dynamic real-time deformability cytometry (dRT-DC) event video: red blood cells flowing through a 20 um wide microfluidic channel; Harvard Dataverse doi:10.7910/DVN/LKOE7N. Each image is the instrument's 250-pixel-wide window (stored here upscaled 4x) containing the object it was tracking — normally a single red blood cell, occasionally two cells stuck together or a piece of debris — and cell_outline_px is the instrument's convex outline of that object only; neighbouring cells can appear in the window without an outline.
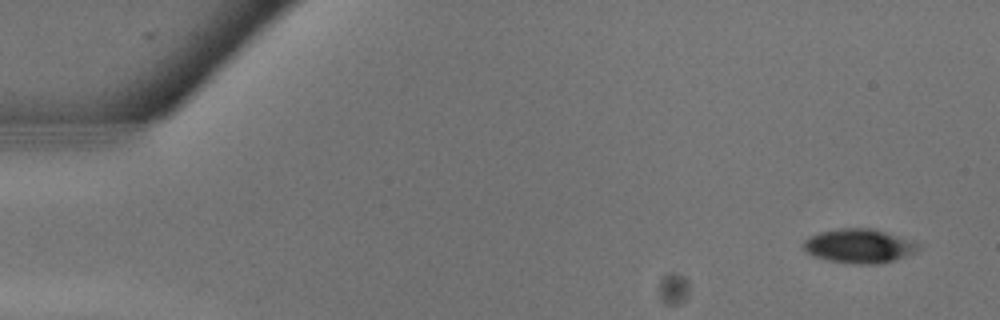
{"species": "common noctule bat (a hibernating species)", "species_latin": "Nyctalus noctula", "temperature_condition": "warm", "stored_images_in_passage": 14, "camera_frame_rate_fps": 3000, "um_per_image_px": 0.085, "animal": {"sex": "male", "body_mass_g": 13.3}, "frame": {"image": 1, "passage_image": 2, "time_ms": 0.333, "image_size_px": [1000, 320], "cell_outline_px": [[920, 248], [916, 252], [892, 260], [876, 264], [860, 264], [828, 260], [812, 256], [804, 248], [804, 240], [808, 236], [820, 232], [836, 228], [872, 228], [920, 244]], "centroid_in_image_um": [72.98, 20.9], "position_along_channel_um": 12.0, "area_um2": 22.48}}
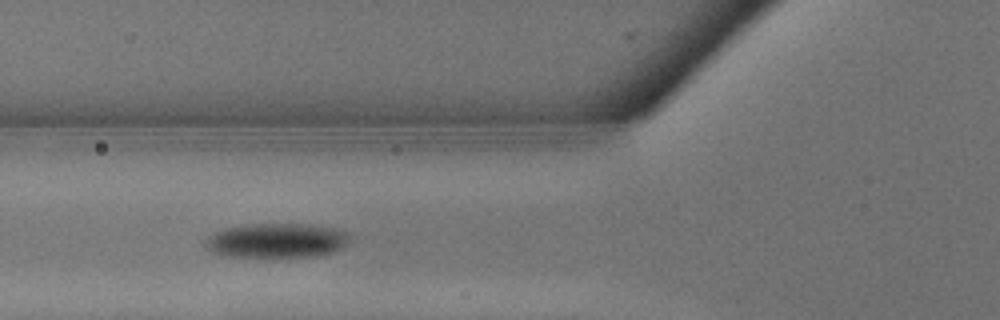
{"frame": {"image": 2, "passage_image": 11, "time_ms": 3.333, "image_size_px": [1000, 320], "cell_outline_px": [[348, 240], [340, 248], [332, 252], [316, 256], [228, 256], [212, 252], [204, 244], [208, 236], [212, 232], [224, 228], [252, 224], [312, 224], [340, 228], [348, 232]], "centroid_in_image_um": [23.51, 20.42], "position_along_channel_um": 102.3, "area_um2": 28.9}}
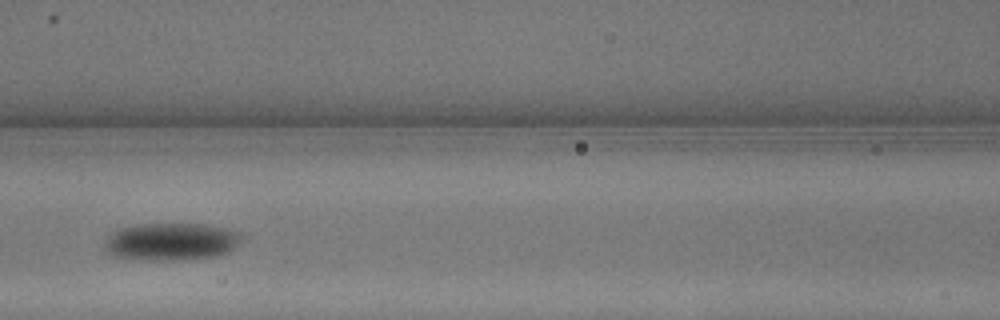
{"frame": {"image": 3, "passage_image": 13, "time_ms": 4.0, "image_size_px": [1000, 320], "cell_outline_px": [[244, 236], [228, 252], [216, 256], [184, 260], [160, 260], [112, 256], [104, 248], [104, 244], [108, 236], [112, 232], [120, 228], [136, 224], [212, 224], [228, 228], [240, 232]], "centroid_in_image_um": [14.58, 20.52], "position_along_channel_um": 152.0, "area_um2": 30.06}}